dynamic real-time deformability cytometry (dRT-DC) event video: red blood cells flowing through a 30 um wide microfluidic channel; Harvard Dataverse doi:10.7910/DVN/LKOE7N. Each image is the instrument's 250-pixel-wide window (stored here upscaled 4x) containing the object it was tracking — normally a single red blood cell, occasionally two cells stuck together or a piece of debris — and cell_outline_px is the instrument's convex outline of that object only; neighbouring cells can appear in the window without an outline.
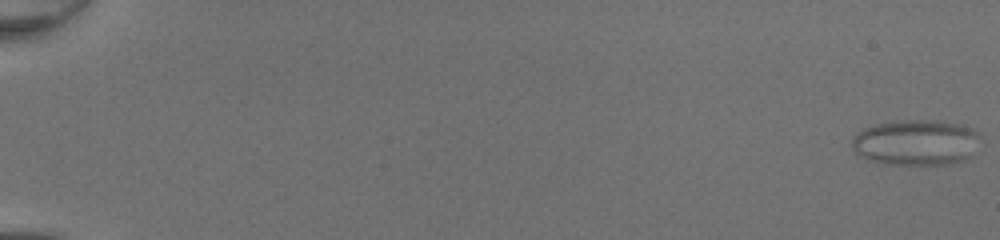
{"species": "common noctule bat (a hibernating species)", "species_latin": "Nyctalus noctula", "temperature_condition": "room temperature", "stored_images_in_passage": 51, "camera_frame_rate_fps": 3000, "um_per_image_px": 0.085, "animal": {"sex": "female", "body_mass_g": 20.0, "forearm_length_mm": 54.0}, "frame": {"image": 1, "passage_image": 1, "time_ms": 0.0, "image_size_px": [1000, 240], "cell_outline_px": [[980, 132], [972, 156], [956, 164], [884, 164], [868, 160], [860, 156], [852, 148], [852, 136], [856, 132], [864, 128], [876, 124], [896, 120], [940, 120], [960, 124], [972, 128]], "centroid_in_image_um": [77.85, 12.1], "position_along_channel_um": 7.2, "area_um2": 34.62}}
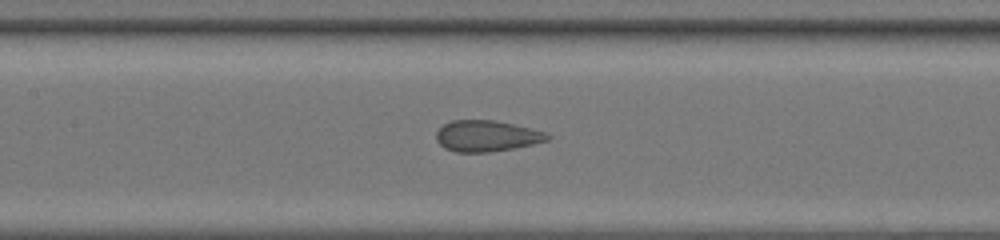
{"frame": {"image": 2, "passage_image": 27, "time_ms": 8.667, "image_size_px": [1000, 240], "cell_outline_px": [[552, 136], [548, 140], [532, 144], [512, 148], [488, 152], [456, 152], [444, 148], [436, 140], [436, 132], [444, 124], [452, 120], [492, 120], [532, 128], [548, 132]], "centroid_in_image_um": [41.37, 11.55], "position_along_channel_um": 166.0, "area_um2": 20.11}}
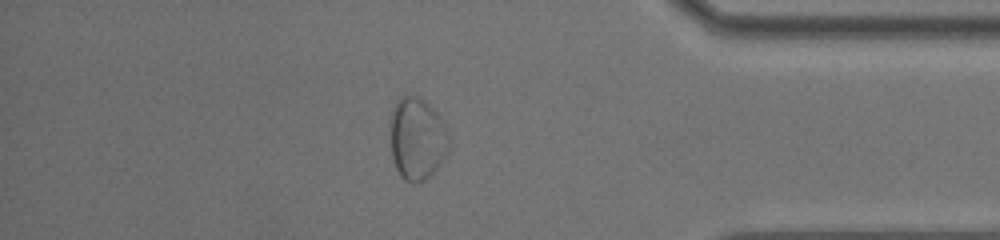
{"frame": {"image": 3, "passage_image": 45, "time_ms": 14.667, "image_size_px": [1000, 240], "cell_outline_px": [[448, 148], [444, 156], [436, 168], [424, 180], [404, 180], [400, 176], [396, 168], [392, 156], [388, 124], [392, 112], [400, 96], [420, 96], [440, 116], [448, 132]], "centroid_in_image_um": [35.41, 11.74], "position_along_channel_um": 399.8, "area_um2": 27.92}}